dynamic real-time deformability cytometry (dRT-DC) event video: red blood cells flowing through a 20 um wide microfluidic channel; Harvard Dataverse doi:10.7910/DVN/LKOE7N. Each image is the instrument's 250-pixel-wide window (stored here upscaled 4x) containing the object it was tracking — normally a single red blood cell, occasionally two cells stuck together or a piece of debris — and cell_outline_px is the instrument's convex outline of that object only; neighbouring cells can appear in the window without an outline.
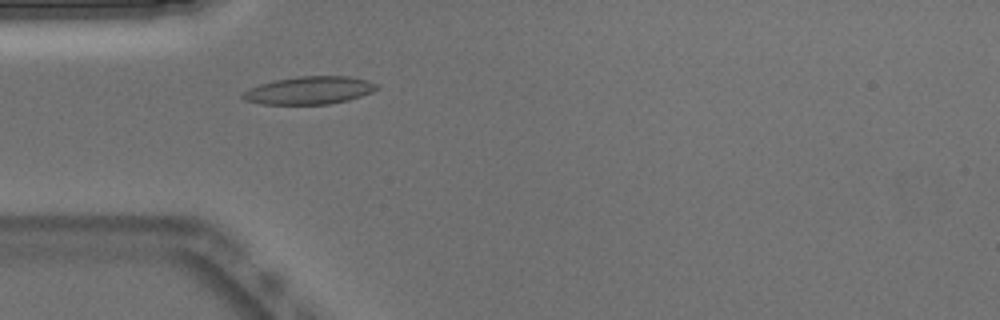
{"species": "Egyptian fruit bat (a non-hibernating species)", "species_latin": "Rousettus aegyptiacus", "temperature_condition": "warm", "stored_images_in_passage": 33, "camera_frame_rate_fps": 3000, "um_per_image_px": 0.085, "animal": {"sex": "male"}, "frame": {"image": 1, "passage_image": 1, "time_ms": 0.0, "image_size_px": [1000, 320], "cell_outline_px": [[380, 88], [372, 92], [348, 100], [328, 104], [260, 104], [244, 100], [240, 96], [248, 88], [260, 84], [276, 80], [300, 76], [348, 76], [368, 80], [380, 84]], "centroid_in_image_um": [26.32, 7.68], "position_along_channel_um": 58.7, "area_um2": 21.79}}
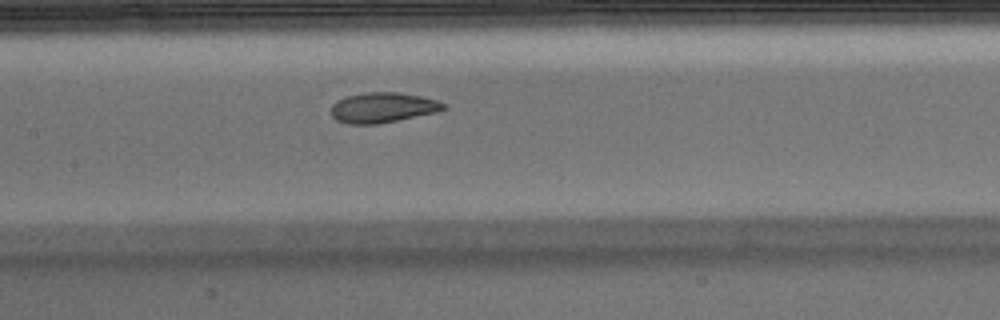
{"frame": {"image": 2, "passage_image": 10, "time_ms": 3.0, "image_size_px": [1000, 320], "cell_outline_px": [[448, 108], [436, 112], [376, 124], [348, 124], [336, 120], [332, 116], [332, 104], [336, 100], [348, 96], [368, 92], [396, 92], [420, 96], [436, 100], [448, 104]], "centroid_in_image_um": [32.54, 9.14], "position_along_channel_um": 174.9, "area_um2": 19.65}, "authors_computed_cell_mechanics": {"area_um2": 20.519, "velocity_mm_per_s": 3.8959, "shape_relaxation_time_tau1_ms": 8.2386, "shape_relaxation_time_tau2_ms": 1.3017, "deformation_change_tau1": 0.2513, "deformation_change_tau2": 0.0735}}